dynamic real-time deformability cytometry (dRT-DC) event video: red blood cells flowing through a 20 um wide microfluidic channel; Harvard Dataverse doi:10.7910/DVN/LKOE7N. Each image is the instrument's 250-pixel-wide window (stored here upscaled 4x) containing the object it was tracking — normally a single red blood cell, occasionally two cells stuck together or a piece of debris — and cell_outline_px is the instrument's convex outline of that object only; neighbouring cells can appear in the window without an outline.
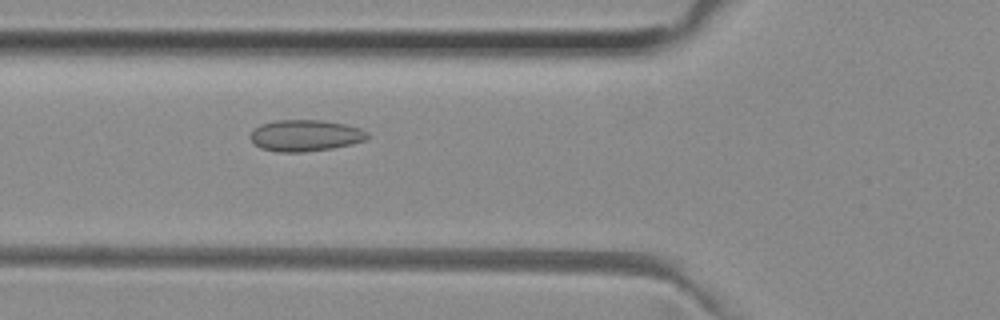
{"species": "common noctule bat (a hibernating species)", "species_latin": "Nyctalus noctula", "temperature_condition": "room temperature", "stored_images_in_passage": 37, "camera_frame_rate_fps": 3000, "um_per_image_px": 0.085, "animal": {"sex": "female", "body_mass_g": 29.2, "forearm_length_mm": 56.3}, "frame": {"image": 1, "passage_image": 3, "time_ms": 0.667, "image_size_px": [1000, 320], "cell_outline_px": [[368, 136], [364, 140], [352, 144], [332, 148], [304, 152], [280, 152], [260, 148], [248, 136], [260, 124], [276, 120], [320, 120], [344, 124], [360, 128], [368, 132]], "centroid_in_image_um": [25.94, 11.52], "position_along_channel_um": 99.9, "area_um2": 21.33}}
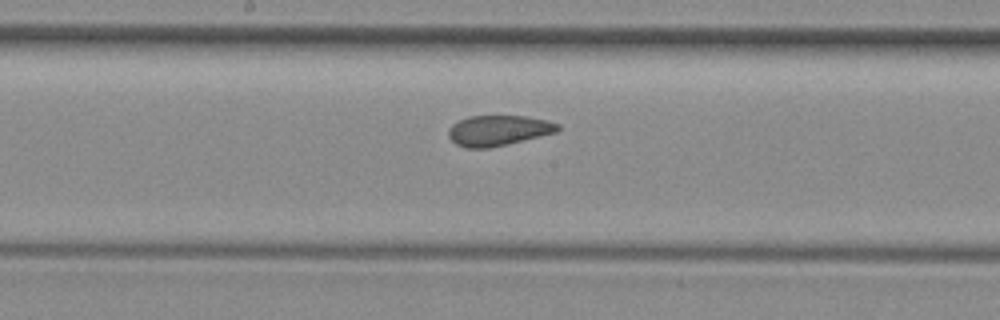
{"frame": {"image": 2, "passage_image": 11, "time_ms": 3.333, "image_size_px": [1000, 320], "cell_outline_px": [[560, 128], [556, 132], [508, 144], [488, 148], [468, 148], [456, 144], [448, 136], [448, 128], [452, 124], [468, 116], [528, 116], [548, 120], [560, 124]], "centroid_in_image_um": [42.36, 11.08], "position_along_channel_um": 205.8, "area_um2": 19.42}}
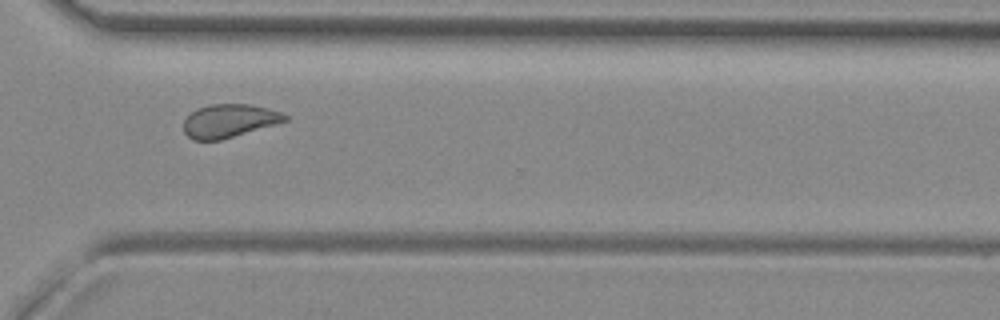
{"frame": {"image": 3, "passage_image": 22, "time_ms": 7.0, "image_size_px": [1000, 320], "cell_outline_px": [[288, 120], [220, 140], [192, 140], [184, 132], [184, 120], [196, 108], [212, 104], [252, 104], [268, 108], [280, 112], [288, 116]], "centroid_in_image_um": [19.46, 10.26], "position_along_channel_um": 351.1, "area_um2": 19.48}}